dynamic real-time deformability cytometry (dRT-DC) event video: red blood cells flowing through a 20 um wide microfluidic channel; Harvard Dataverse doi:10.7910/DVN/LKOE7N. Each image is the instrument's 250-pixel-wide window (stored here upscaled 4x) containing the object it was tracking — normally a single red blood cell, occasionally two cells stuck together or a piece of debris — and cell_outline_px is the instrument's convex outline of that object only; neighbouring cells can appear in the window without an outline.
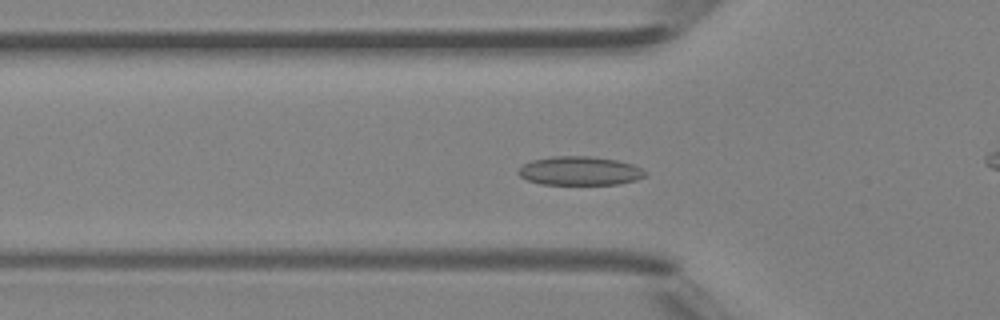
{"species": "Egyptian fruit bat (a non-hibernating species)", "species_latin": "Rousettus aegyptiacus", "temperature_condition": "room temperature", "stored_images_in_passage": 28, "camera_frame_rate_fps": 3000, "um_per_image_px": 0.085, "animal": {"sex": "female"}, "frame": {"image": 1, "passage_image": 2, "time_ms": 0.333, "image_size_px": [1000, 320], "cell_outline_px": [[648, 172], [644, 176], [636, 180], [620, 184], [540, 184], [528, 180], [520, 176], [516, 172], [524, 164], [532, 160], [552, 156], [592, 156], [616, 160], [632, 164]], "centroid_in_image_um": [49.28, 14.52], "position_along_channel_um": 76.5, "area_um2": 21.27}}
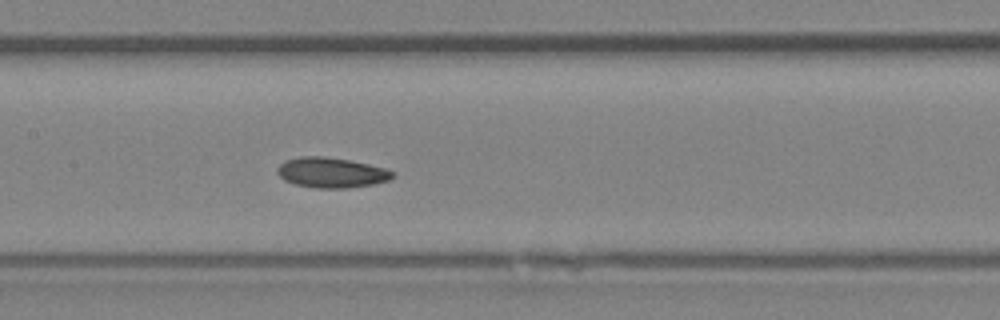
{"frame": {"image": 2, "passage_image": 9, "time_ms": 2.667, "image_size_px": [1000, 320], "cell_outline_px": [[396, 176], [388, 180], [372, 184], [348, 188], [316, 188], [296, 184], [284, 180], [276, 172], [276, 168], [284, 160], [300, 156], [324, 156], [348, 160], [368, 164], [384, 168], [396, 172]], "centroid_in_image_um": [28.15, 14.66], "position_along_channel_um": 179.2, "area_um2": 20.35}}
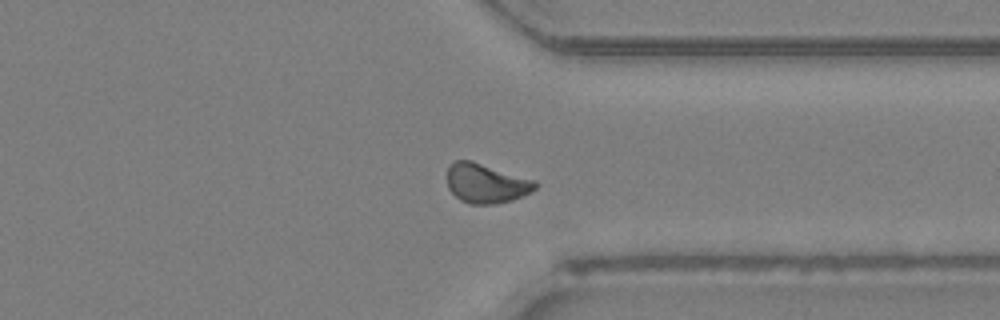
{"frame": {"image": 3, "passage_image": 22, "time_ms": 7.0, "image_size_px": [1000, 320], "cell_outline_px": [[536, 188], [512, 200], [492, 204], [472, 204], [460, 200], [448, 188], [448, 164], [456, 160], [472, 160], [536, 180]], "centroid_in_image_um": [41.29, 15.56], "position_along_channel_um": 370.1, "area_um2": 20.17}}